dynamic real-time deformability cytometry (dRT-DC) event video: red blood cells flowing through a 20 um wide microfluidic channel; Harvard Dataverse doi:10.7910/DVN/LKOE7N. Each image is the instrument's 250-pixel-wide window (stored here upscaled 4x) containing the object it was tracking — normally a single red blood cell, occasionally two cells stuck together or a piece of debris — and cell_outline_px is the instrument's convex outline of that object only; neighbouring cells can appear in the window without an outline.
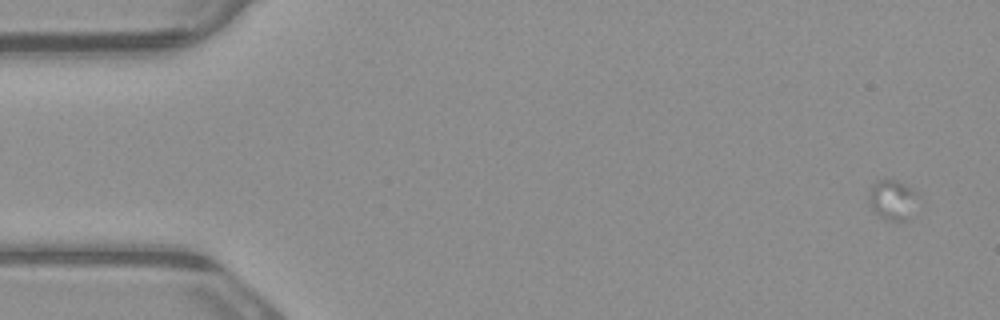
{"species": "common noctule bat (a hibernating species)", "species_latin": "Nyctalus noctula", "temperature_condition": "warm", "stored_images_in_passage": 4, "camera_frame_rate_fps": 3000, "um_per_image_px": 0.085, "animal": {"sex": "male", "body_mass_g": 23.1, "forearm_length_mm": 52.7}, "frame": {"image": 1, "passage_image": 1, "time_ms": 0.0, "image_size_px": [1000, 320], "cell_outline_px": [[920, 192], [908, 220], [888, 220], [880, 216], [872, 208], [868, 200], [868, 188], [876, 180], [896, 180]], "centroid_in_image_um": [75.85, 16.95], "position_along_channel_um": 9.1, "area_um2": 11.5}}